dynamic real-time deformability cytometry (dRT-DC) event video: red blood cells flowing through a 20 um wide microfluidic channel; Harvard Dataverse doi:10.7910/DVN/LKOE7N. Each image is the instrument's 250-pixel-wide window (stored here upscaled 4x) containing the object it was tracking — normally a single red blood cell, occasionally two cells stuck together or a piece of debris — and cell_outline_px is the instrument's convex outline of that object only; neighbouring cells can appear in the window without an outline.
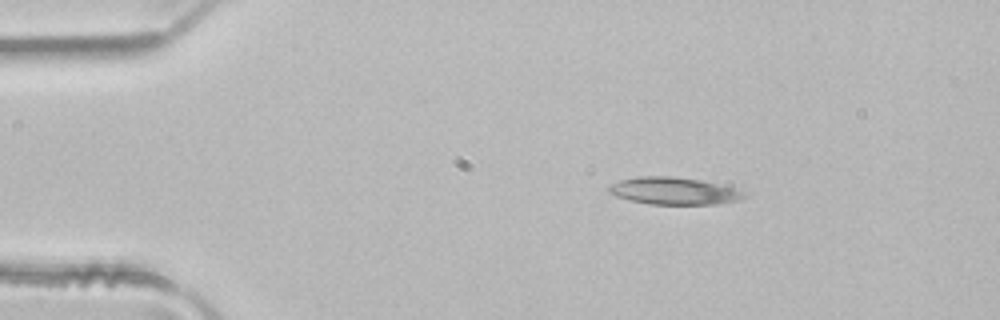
{"species": "common noctule bat (a hibernating species)", "species_latin": "Nyctalus noctula", "temperature_condition": "room temperature", "stored_images_in_passage": 3, "camera_frame_rate_fps": 3000, "um_per_image_px": 0.085, "animal": {"sex": "male", "body_mass_g": 21.5, "forearm_length_mm": 52.0}, "frame": {"image": 1, "passage_image": 3, "time_ms": 0.667, "image_size_px": [1000, 320], "cell_outline_px": [[748, 196], [744, 200], [716, 204], [648, 204], [616, 196], [608, 192], [608, 188], [612, 184], [620, 180], [636, 176], [672, 176], [700, 180], [748, 192]], "centroid_in_image_um": [57.33, 16.23], "position_along_channel_um": 27.7, "area_um2": 21.5}}